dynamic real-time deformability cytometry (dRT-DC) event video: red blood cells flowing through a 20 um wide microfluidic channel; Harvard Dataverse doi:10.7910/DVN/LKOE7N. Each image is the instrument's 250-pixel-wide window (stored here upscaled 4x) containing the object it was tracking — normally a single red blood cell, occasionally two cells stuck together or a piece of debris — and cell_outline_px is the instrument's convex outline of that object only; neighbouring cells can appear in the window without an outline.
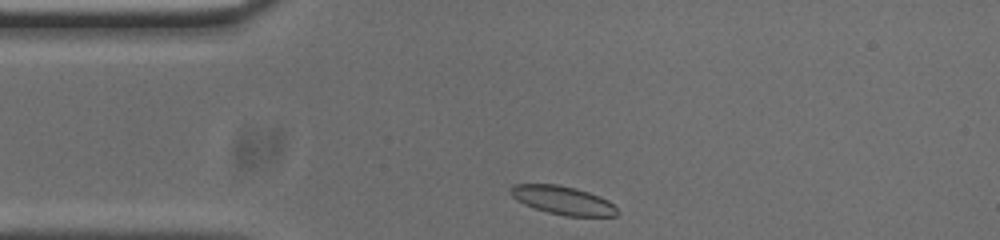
{"species": "common noctule bat (a hibernating species)", "species_latin": "Nyctalus noctula", "temperature_condition": "cold", "stored_images_in_passage": 33, "camera_frame_rate_fps": 3000, "um_per_image_px": 0.085, "animal": {"sex": "male", "body_mass_g": 20.0, "forearm_length_mm": 53.3}, "frame": {"image": 1, "passage_image": 1, "time_ms": 0.0, "image_size_px": [1000, 240], "cell_outline_px": [[616, 216], [564, 216], [548, 212], [524, 204], [516, 200], [512, 196], [512, 184], [556, 184], [576, 188], [600, 196], [608, 200], [616, 208]], "centroid_in_image_um": [47.84, 17.02], "position_along_channel_um": 37.2, "area_um2": 17.46}}
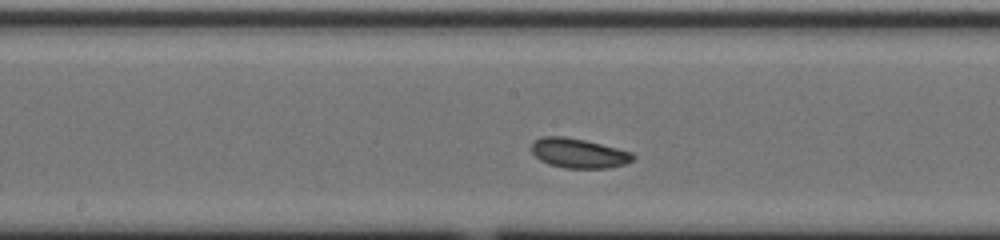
{"frame": {"image": 2, "passage_image": 16, "time_ms": 5.0, "image_size_px": [1000, 240], "cell_outline_px": [[636, 156], [632, 160], [624, 164], [608, 168], [564, 168], [548, 164], [540, 160], [532, 152], [532, 144], [536, 140], [544, 136], [564, 136], [584, 140], [632, 152]], "centroid_in_image_um": [49.18, 13.03], "position_along_channel_um": 199.0, "area_um2": 17.34}}
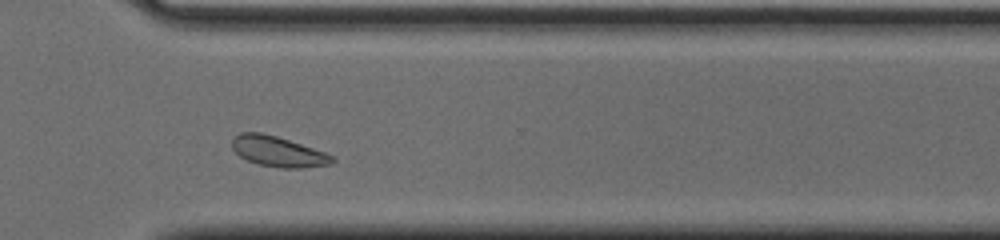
{"frame": {"image": 3, "passage_image": 28, "time_ms": 9.0, "image_size_px": [1000, 240], "cell_outline_px": [[336, 160], [332, 164], [304, 168], [284, 168], [256, 164], [240, 156], [232, 148], [232, 140], [240, 132], [260, 132], [276, 136], [324, 152], [332, 156]], "centroid_in_image_um": [23.63, 12.89], "position_along_channel_um": 347.0, "area_um2": 17.57}, "authors_computed_cell_mechanics": {"area_um2": 17.34, "velocity_mm_per_s": 3.695, "shape_relaxation_time_tau1_ms": 1.9883, "shape_relaxation_time_tau2_ms": 5.7413, "deformation_change_tau1": 0.0727, "deformation_change_tau2": 0.095}}